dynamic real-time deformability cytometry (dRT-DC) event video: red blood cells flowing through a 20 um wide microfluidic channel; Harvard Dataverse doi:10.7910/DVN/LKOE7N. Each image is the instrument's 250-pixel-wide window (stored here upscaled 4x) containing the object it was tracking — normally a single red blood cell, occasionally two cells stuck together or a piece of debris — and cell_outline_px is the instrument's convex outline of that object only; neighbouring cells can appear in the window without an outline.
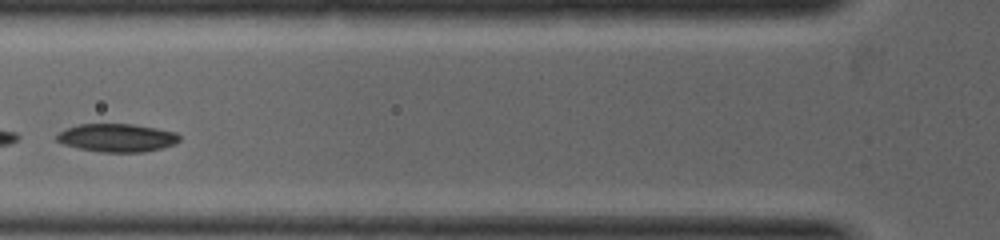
{"species": "common noctule bat (a hibernating species)", "species_latin": "Nyctalus noctula", "temperature_condition": "warm", "stored_images_in_passage": 4, "camera_frame_rate_fps": 5000, "um_per_image_px": 0.085, "animal": {"sex": "female", "body_mass_g": 19.0, "forearm_length_mm": 53.3}, "frame": {"image": 1, "passage_image": 4, "time_ms": 2.0, "image_size_px": [1000, 240], "cell_outline_px": [[180, 140], [176, 144], [164, 148], [144, 152], [100, 152], [80, 148], [64, 144], [56, 140], [56, 136], [64, 128], [76, 124], [132, 124], [156, 128], [176, 132], [180, 136]], "centroid_in_image_um": [9.97, 11.71], "position_along_channel_um": 115.8, "area_um2": 20.29}}